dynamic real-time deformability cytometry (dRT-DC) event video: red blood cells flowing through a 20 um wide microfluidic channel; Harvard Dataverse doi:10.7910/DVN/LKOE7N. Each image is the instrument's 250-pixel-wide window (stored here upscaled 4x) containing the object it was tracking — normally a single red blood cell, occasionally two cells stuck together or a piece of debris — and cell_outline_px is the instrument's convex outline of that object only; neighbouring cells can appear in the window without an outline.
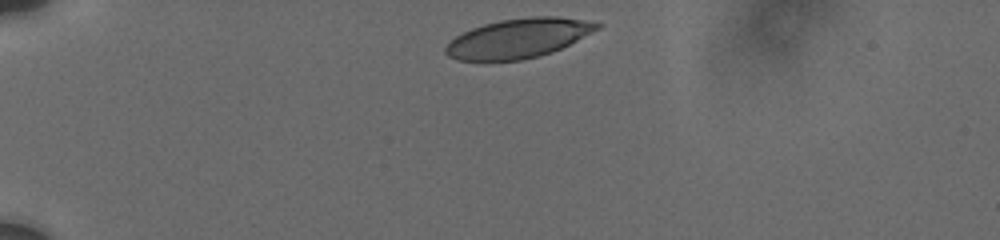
{"species": "human", "species_latin": "Homo sapiens", "temperature_condition": "cold", "stored_images_in_passage": 5, "camera_frame_rate_fps": 3000, "um_per_image_px": 0.085, "donor": {"sex": "male"}, "frame": {"image": 1, "passage_image": 1, "time_ms": 0.0, "image_size_px": [1000, 240], "cell_outline_px": [[604, 24], [600, 28], [552, 52], [540, 56], [520, 60], [456, 60], [448, 56], [444, 52], [444, 48], [456, 36], [472, 28], [484, 24], [500, 20], [532, 16], [560, 16], [584, 20]], "centroid_in_image_um": [44.06, 3.24], "position_along_channel_um": 40.9, "area_um2": 34.51}}
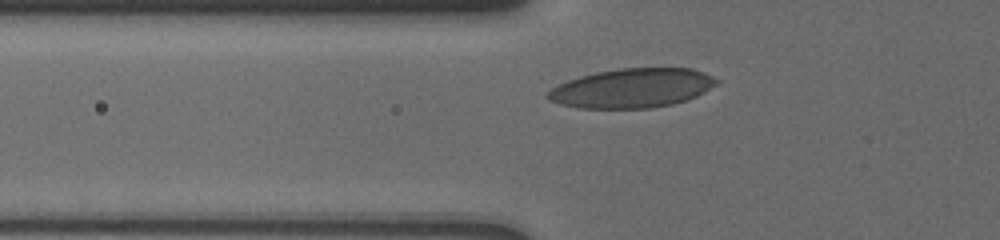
{"frame": {"image": 2, "passage_image": 4, "time_ms": 2.333, "image_size_px": [1000, 240], "cell_outline_px": [[720, 80], [716, 84], [704, 92], [688, 100], [672, 104], [648, 108], [580, 108], [560, 104], [548, 100], [544, 96], [556, 84], [580, 76], [596, 72], [620, 68], [692, 68], [704, 72]], "centroid_in_image_um": [53.71, 7.49], "position_along_channel_um": 72.1, "area_um2": 38.73}}